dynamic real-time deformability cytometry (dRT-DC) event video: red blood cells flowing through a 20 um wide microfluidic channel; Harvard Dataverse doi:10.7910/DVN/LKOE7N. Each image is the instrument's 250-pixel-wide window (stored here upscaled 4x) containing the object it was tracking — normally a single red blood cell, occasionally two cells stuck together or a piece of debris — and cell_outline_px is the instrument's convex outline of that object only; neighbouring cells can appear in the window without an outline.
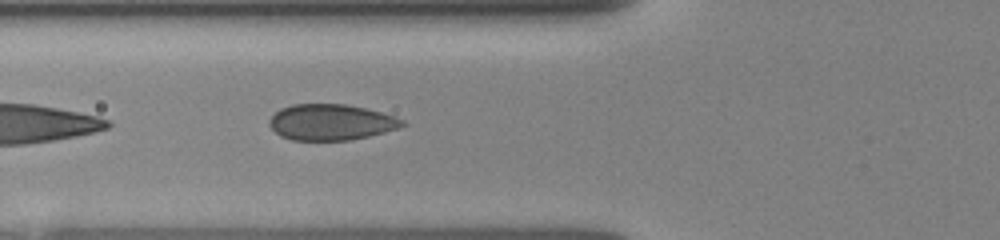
{"species": "human", "species_latin": "Homo sapiens", "temperature_condition": "room temperature", "stored_images_in_passage": 11, "segment_of_instrument_passage": [2, 2], "camera_frame_rate_fps": 3000, "um_per_image_px": 0.085, "donor": {"sex": "female"}, "frame": {"image": 1, "passage_image": 11, "time_ms": 5.667, "image_size_px": [1000, 240], "cell_outline_px": [[408, 124], [400, 128], [368, 136], [348, 140], [292, 140], [280, 136], [268, 124], [268, 120], [280, 108], [292, 104], [344, 104], [364, 108], [380, 112], [404, 120]], "centroid_in_image_um": [28.12, 10.39], "position_along_channel_um": 97.7, "area_um2": 27.8}}